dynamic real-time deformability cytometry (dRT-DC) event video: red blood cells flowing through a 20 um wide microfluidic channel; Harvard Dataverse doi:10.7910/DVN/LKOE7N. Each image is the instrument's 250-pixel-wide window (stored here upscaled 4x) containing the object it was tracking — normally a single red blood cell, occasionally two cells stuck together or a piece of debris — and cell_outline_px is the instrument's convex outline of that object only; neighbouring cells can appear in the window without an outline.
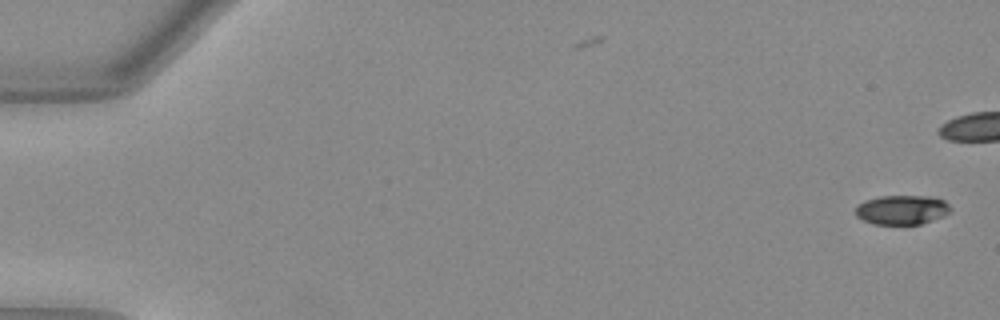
{"species": "Egyptian fruit bat (a non-hibernating species)", "species_latin": "Rousettus aegyptiacus", "temperature_condition": "warm", "stored_images_in_passage": 42, "camera_frame_rate_fps": 3000, "um_per_image_px": 0.085, "animal": {"sex": "female"}, "frame": {"image": 1, "passage_image": 1, "time_ms": 0.0, "image_size_px": [1000, 320], "cell_outline_px": [[952, 208], [944, 216], [920, 224], [872, 224], [856, 216], [856, 204], [864, 200], [880, 196], [936, 196], [944, 200]], "centroid_in_image_um": [76.66, 17.82], "position_along_channel_um": 8.3, "area_um2": 16.42}}
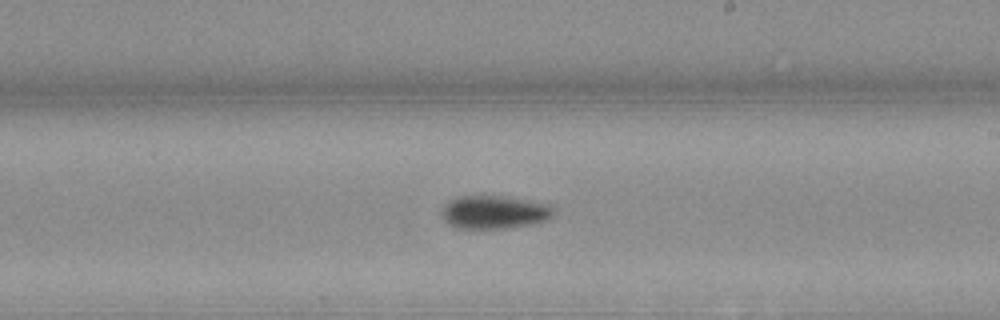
{"frame": {"image": 2, "passage_image": 31, "time_ms": 10.0, "image_size_px": [1000, 320], "cell_outline_px": [[556, 204], [552, 216], [544, 220], [528, 224], [504, 228], [456, 228], [448, 224], [444, 216], [444, 204], [448, 200], [456, 196], [508, 196]], "centroid_in_image_um": [42.07, 18.0], "position_along_channel_um": 246.9, "area_um2": 21.73}}
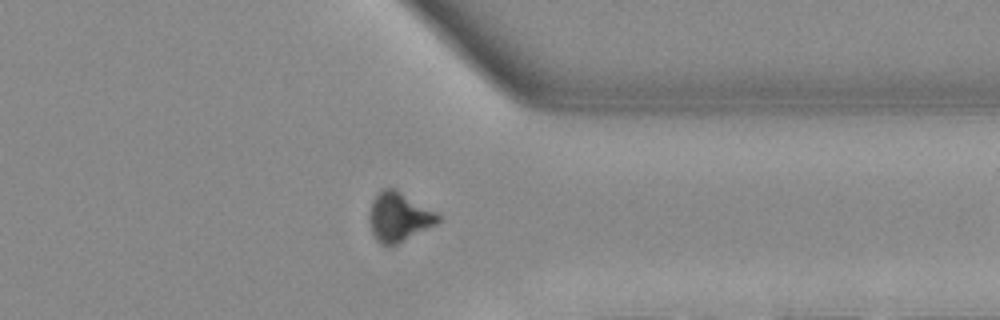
{"frame": {"image": 3, "passage_image": 41, "time_ms": 13.333, "image_size_px": [1000, 320], "cell_outline_px": [[440, 220], [436, 224], [396, 244], [380, 244], [376, 240], [372, 232], [372, 200], [384, 188], [396, 188], [436, 212], [440, 216]], "centroid_in_image_um": [33.95, 18.42], "position_along_channel_um": 377.5, "area_um2": 18.96}}